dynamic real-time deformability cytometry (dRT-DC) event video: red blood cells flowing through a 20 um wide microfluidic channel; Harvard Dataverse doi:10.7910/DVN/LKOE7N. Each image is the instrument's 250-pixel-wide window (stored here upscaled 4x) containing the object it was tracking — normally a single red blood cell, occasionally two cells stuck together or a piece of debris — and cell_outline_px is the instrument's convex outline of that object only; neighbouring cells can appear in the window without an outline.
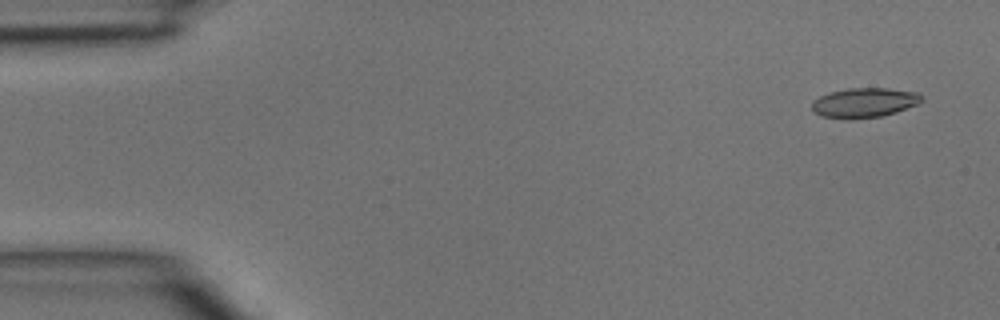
{"species": "common noctule bat (a hibernating species)", "species_latin": "Nyctalus noctula", "temperature_condition": "room temperature", "stored_images_in_passage": 5, "camera_frame_rate_fps": 3000, "um_per_image_px": 0.085, "animal": {"sex": "male", "body_mass_g": 15.6}, "frame": {"image": 1, "passage_image": 1, "time_ms": 0.0, "image_size_px": [1000, 320], "cell_outline_px": [[924, 100], [916, 104], [896, 112], [880, 116], [820, 116], [812, 112], [812, 104], [820, 96], [832, 92], [848, 88], [888, 88], [920, 92], [924, 96]], "centroid_in_image_um": [73.55, 8.67], "position_along_channel_um": 11.5, "area_um2": 18.26}}
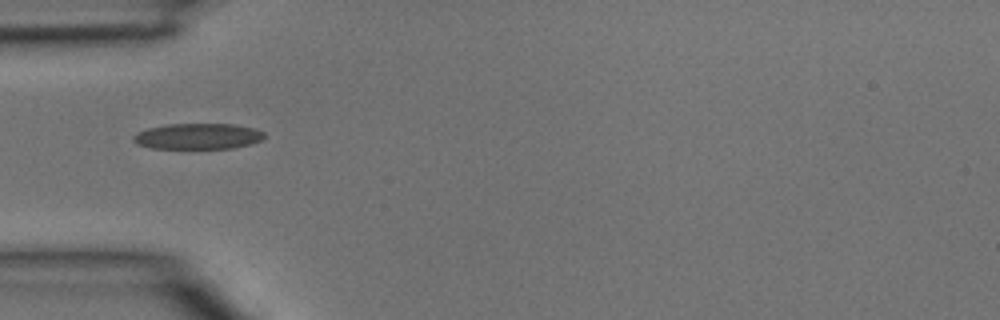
{"frame": {"image": 2, "passage_image": 4, "time_ms": 1.0, "image_size_px": [1000, 320], "cell_outline_px": [[264, 136], [260, 140], [252, 144], [232, 148], [152, 148], [136, 144], [132, 140], [132, 136], [136, 132], [148, 128], [168, 124], [232, 124], [256, 128], [264, 132]], "centroid_in_image_um": [16.8, 11.58], "position_along_channel_um": 68.2, "area_um2": 19.77}}
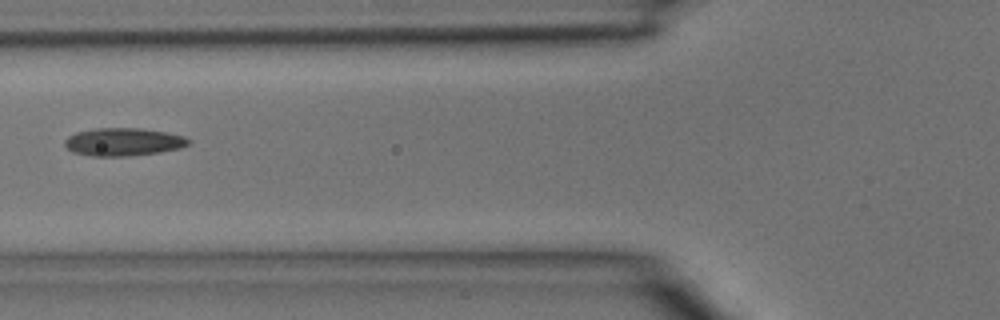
{"frame": {"image": 3, "passage_image": 5, "time_ms": 1.333, "image_size_px": [1000, 320], "cell_outline_px": [[188, 144], [180, 148], [160, 152], [128, 156], [92, 156], [72, 152], [64, 144], [64, 140], [68, 136], [76, 132], [96, 128], [140, 128], [164, 132], [184, 136], [188, 140]], "centroid_in_image_um": [10.44, 12.06], "position_along_channel_um": 115.4, "area_um2": 20.0}}